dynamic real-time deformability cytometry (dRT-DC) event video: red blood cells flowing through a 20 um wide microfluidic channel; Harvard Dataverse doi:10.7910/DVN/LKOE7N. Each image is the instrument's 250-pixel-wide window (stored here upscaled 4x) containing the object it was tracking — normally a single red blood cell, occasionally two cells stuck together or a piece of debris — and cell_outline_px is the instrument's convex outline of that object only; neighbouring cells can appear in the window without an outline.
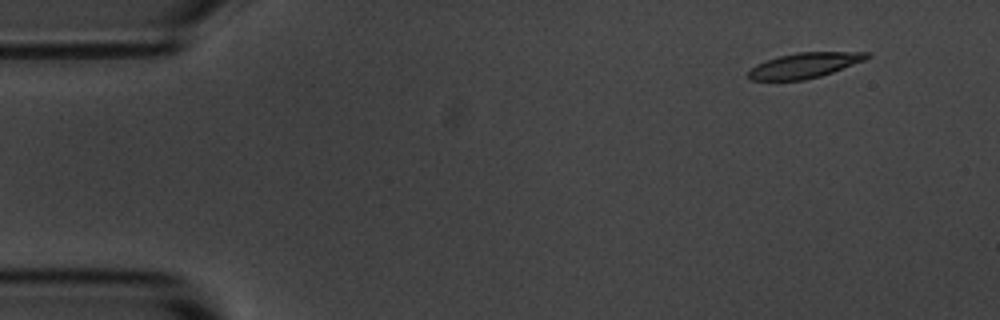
{"species": "common noctule bat (a hibernating species)", "species_latin": "Nyctalus noctula", "temperature_condition": "room temperature", "stored_images_in_passage": 4, "camera_frame_rate_fps": 3000, "um_per_image_px": 0.085, "animal": {"sex": "male", "body_mass_g": 20.1, "forearm_length_mm": 53.5}, "frame": {"image": 1, "passage_image": 1, "time_ms": 0.0, "image_size_px": [1000, 320], "cell_outline_px": [[872, 56], [864, 60], [832, 72], [820, 76], [804, 80], [752, 80], [748, 76], [748, 72], [756, 64], [780, 56], [796, 52], [872, 52]], "centroid_in_image_um": [68.41, 5.55], "position_along_channel_um": 16.6, "area_um2": 17.22}}